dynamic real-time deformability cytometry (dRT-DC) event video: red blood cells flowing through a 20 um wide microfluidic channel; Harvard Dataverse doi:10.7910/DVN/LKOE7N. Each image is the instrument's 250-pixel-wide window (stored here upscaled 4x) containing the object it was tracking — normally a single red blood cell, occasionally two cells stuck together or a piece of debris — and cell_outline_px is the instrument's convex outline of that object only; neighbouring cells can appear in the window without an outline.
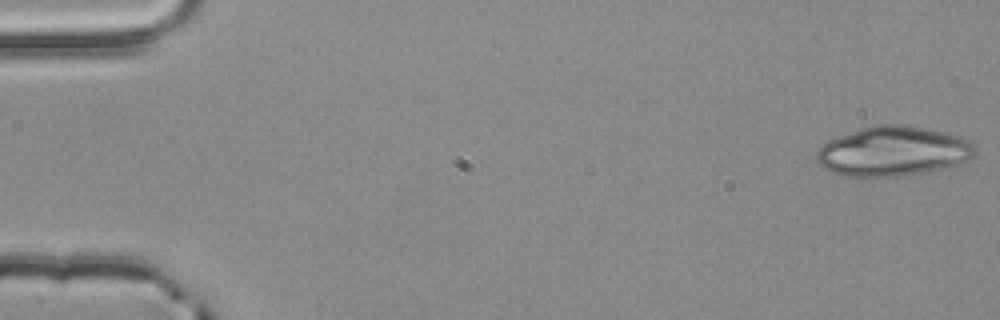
{"species": "common noctule bat (a hibernating species)", "species_latin": "Nyctalus noctula", "temperature_condition": "room temperature", "stored_images_in_passage": 14, "camera_frame_rate_fps": 3000, "um_per_image_px": 0.085, "animal": {"sex": "male", "body_mass_g": 20.4}, "frame": {"image": 1, "passage_image": 1, "time_ms": 0.0, "image_size_px": [1000, 320], "cell_outline_px": [[976, 156], [972, 160], [924, 172], [896, 176], [840, 176], [824, 168], [816, 160], [816, 152], [828, 140], [860, 128], [876, 124], [908, 124], [948, 132], [972, 140], [976, 148]], "centroid_in_image_um": [75.96, 12.83], "position_along_channel_um": 9.0, "area_um2": 46.3}}